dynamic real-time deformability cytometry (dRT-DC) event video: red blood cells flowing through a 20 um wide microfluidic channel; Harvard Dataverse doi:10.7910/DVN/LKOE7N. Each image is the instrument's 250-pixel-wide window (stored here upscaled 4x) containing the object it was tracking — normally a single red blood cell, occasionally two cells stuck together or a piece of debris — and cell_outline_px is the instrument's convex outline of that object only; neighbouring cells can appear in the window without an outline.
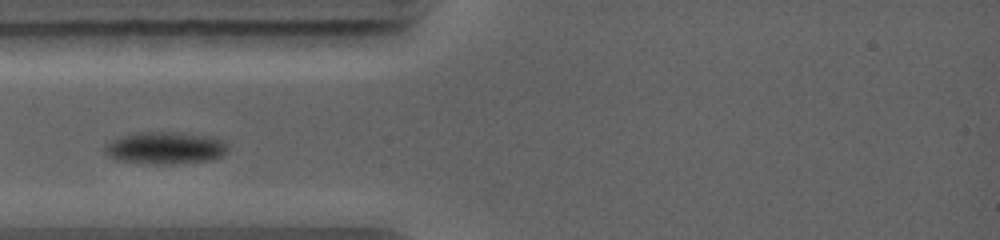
{"species": "common noctule bat (a hibernating species)", "species_latin": "Nyctalus noctula", "temperature_condition": "warm", "stored_images_in_passage": 3, "camera_frame_rate_fps": 5000, "um_per_image_px": 0.085, "animal": {"sex": "female", "body_mass_g": 19.0, "forearm_length_mm": 56.7}, "frame": {"image": 1, "passage_image": 2, "time_ms": 0.8, "image_size_px": [1000, 240], "cell_outline_px": [[228, 148], [220, 156], [212, 160], [172, 164], [152, 164], [116, 160], [108, 156], [104, 148], [104, 144], [120, 136], [136, 132], [184, 132], [208, 136], [220, 140]], "centroid_in_image_um": [13.98, 12.57], "position_along_channel_um": 71.0, "area_um2": 23.12}}
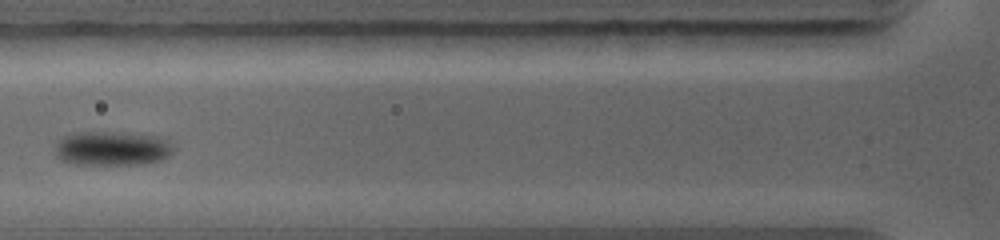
{"frame": {"image": 2, "passage_image": 3, "time_ms": 1.8, "image_size_px": [1000, 240], "cell_outline_px": [[172, 148], [168, 156], [160, 160], [140, 164], [80, 164], [60, 160], [56, 156], [56, 144], [60, 136], [72, 132], [116, 132], [152, 136], [164, 140]], "centroid_in_image_um": [9.41, 12.61], "position_along_channel_um": 116.4, "area_um2": 23.24}}